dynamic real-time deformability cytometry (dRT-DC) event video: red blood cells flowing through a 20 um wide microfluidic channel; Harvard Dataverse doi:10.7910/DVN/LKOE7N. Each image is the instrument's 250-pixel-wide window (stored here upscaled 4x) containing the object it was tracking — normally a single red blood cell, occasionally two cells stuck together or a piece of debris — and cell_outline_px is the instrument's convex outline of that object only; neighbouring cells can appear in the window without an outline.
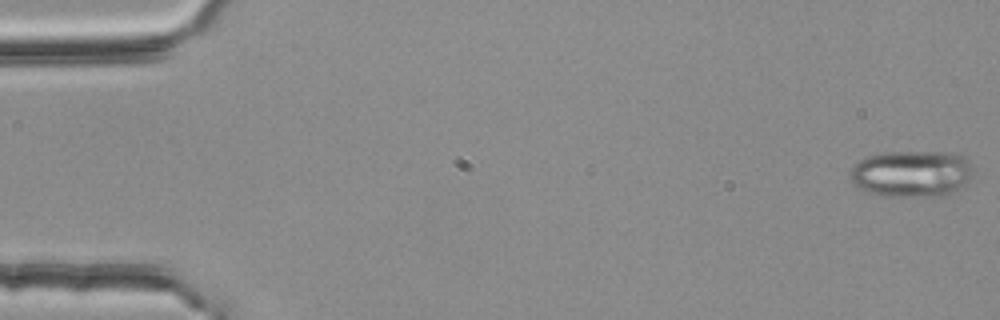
{"species": "common noctule bat (a hibernating species)", "species_latin": "Nyctalus noctula", "temperature_condition": "room temperature", "stored_images_in_passage": 4, "camera_frame_rate_fps": 3000, "um_per_image_px": 0.085, "animal": {"sex": "female", "body_mass_g": 25.1}, "frame": {"image": 1, "passage_image": 1, "time_ms": 0.0, "image_size_px": [1000, 320], "cell_outline_px": [[972, 176], [960, 188], [944, 196], [888, 196], [868, 192], [860, 188], [852, 180], [852, 168], [860, 160], [868, 156], [884, 152], [944, 152], [964, 156], [972, 164]], "centroid_in_image_um": [77.54, 14.75], "position_along_channel_um": 7.5, "area_um2": 33.12}}